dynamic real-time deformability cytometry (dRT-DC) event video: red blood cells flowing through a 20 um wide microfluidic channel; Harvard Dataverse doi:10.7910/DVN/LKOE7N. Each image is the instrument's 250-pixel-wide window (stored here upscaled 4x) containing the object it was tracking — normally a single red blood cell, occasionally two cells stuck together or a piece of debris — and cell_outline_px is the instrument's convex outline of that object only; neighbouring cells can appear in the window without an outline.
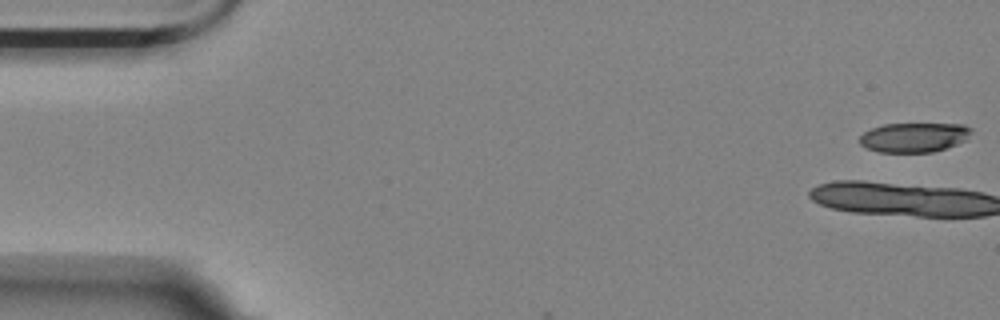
{"species": "Egyptian fruit bat (a non-hibernating species)", "species_latin": "Rousettus aegyptiacus", "temperature_condition": "room temperature", "stored_images_in_passage": 6, "camera_frame_rate_fps": 3000, "um_per_image_px": 0.085, "animal": {"sex": "female"}, "frame": {"image": 1, "passage_image": 1, "time_ms": 0.0, "image_size_px": [1000, 320], "cell_outline_px": [[972, 132], [968, 140], [932, 152], [880, 152], [868, 148], [860, 144], [860, 136], [864, 132], [872, 128], [884, 124], [964, 124], [972, 128]], "centroid_in_image_um": [77.73, 11.67], "position_along_channel_um": 7.3, "area_um2": 19.19}}